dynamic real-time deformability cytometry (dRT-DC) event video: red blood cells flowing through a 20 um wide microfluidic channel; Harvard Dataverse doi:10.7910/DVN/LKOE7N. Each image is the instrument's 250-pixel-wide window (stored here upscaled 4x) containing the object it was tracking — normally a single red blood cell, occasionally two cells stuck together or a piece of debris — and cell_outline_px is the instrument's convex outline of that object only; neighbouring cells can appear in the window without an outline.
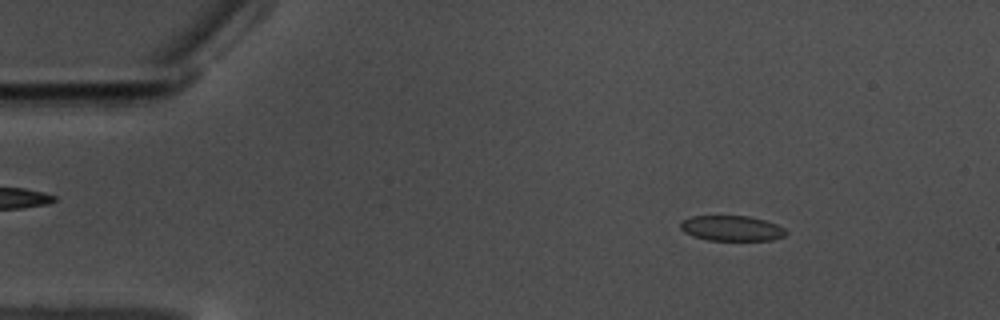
{"species": "common noctule bat (a hibernating species)", "species_latin": "Nyctalus noctula", "temperature_condition": "warm", "stored_images_in_passage": 58, "camera_frame_rate_fps": 3000, "um_per_image_px": 0.085, "animal": {"sex": "male", "body_mass_g": 17.5, "forearm_length_mm": 52.3}, "frame": {"image": 1, "passage_image": 8, "time_ms": 2.333, "image_size_px": [1000, 320], "cell_outline_px": [[788, 232], [784, 236], [772, 240], [708, 240], [692, 236], [684, 232], [680, 228], [680, 220], [692, 216], [748, 216], [764, 220], [776, 224], [784, 228]], "centroid_in_image_um": [62.17, 19.4], "position_along_channel_um": 22.8, "area_um2": 15.61}}
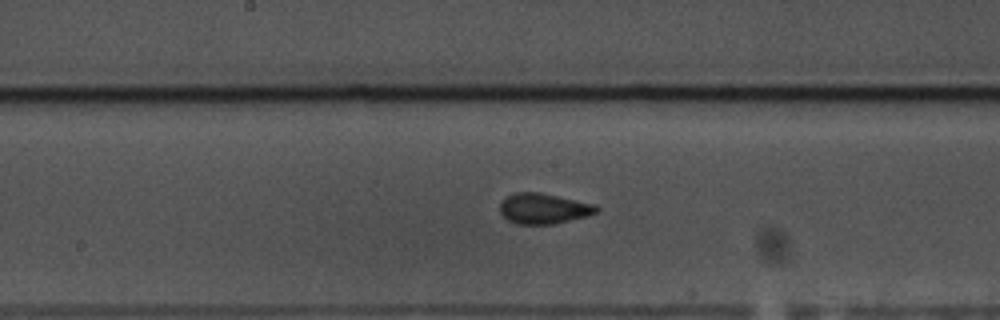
{"frame": {"image": 2, "passage_image": 30, "time_ms": 9.667, "image_size_px": [1000, 320], "cell_outline_px": [[600, 212], [588, 216], [552, 224], [516, 224], [508, 220], [500, 212], [500, 204], [508, 196], [516, 192], [540, 192], [592, 204], [600, 208]], "centroid_in_image_um": [46.22, 17.73], "position_along_channel_um": 202.0, "area_um2": 16.99}}
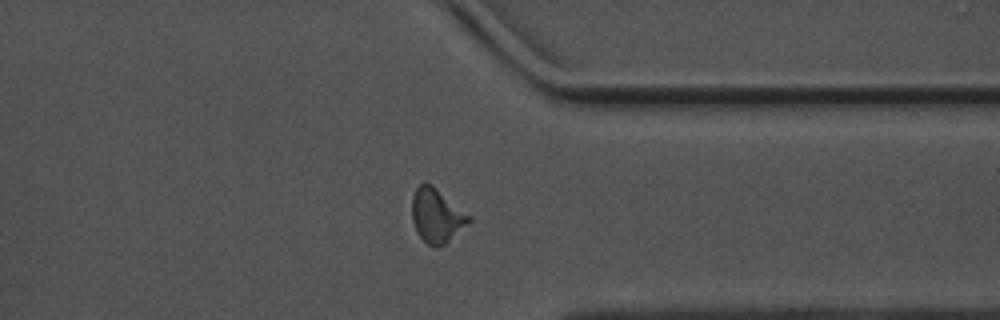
{"frame": {"image": 3, "passage_image": 45, "time_ms": 14.667, "image_size_px": [1000, 320], "cell_outline_px": [[472, 220], [444, 244], [436, 248], [428, 244], [416, 232], [412, 220], [412, 196], [416, 188], [420, 184], [432, 184], [472, 216]], "centroid_in_image_um": [37.12, 18.32], "position_along_channel_um": 374.3, "area_um2": 17.86}, "authors_computed_cell_mechanics": {"area_um2": 16.4152, "velocity_mm_per_s": 3.5146, "shape_relaxation_time_tau1_ms": 3.9976, "shape_relaxation_time_tau2_ms": 1.3326, "deformation_change_tau1": 0.1198, "deformation_change_tau2": 0.0755}}